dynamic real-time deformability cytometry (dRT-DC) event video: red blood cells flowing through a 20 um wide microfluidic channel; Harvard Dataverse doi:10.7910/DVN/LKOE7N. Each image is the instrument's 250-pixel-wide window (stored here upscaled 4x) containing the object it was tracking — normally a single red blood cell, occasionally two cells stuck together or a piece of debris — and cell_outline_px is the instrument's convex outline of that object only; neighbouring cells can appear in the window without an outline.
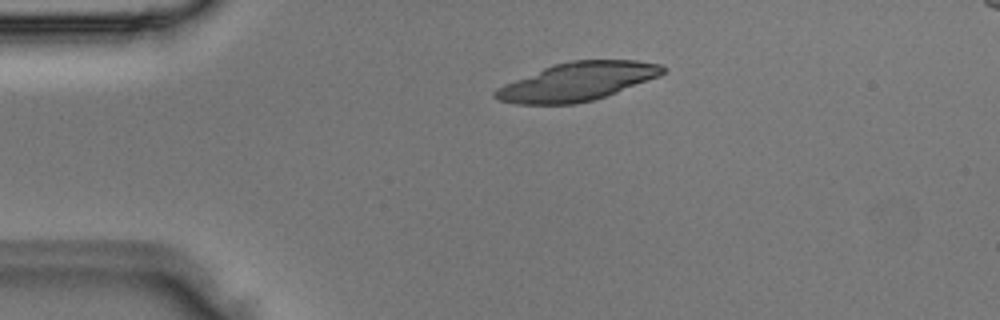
{"species": "Egyptian fruit bat (a non-hibernating species)", "species_latin": "Rousettus aegyptiacus", "temperature_condition": "room temperature", "stored_images_in_passage": 2, "camera_frame_rate_fps": 3000, "um_per_image_px": 0.085, "animal": {"sex": "male"}, "frame": {"image": 1, "passage_image": 1, "time_ms": 0.0, "image_size_px": [1000, 320], "cell_outline_px": [[668, 68], [660, 76], [616, 92], [592, 100], [572, 104], [516, 104], [496, 100], [492, 96], [492, 92], [496, 88], [504, 84], [544, 68], [556, 64], [572, 60], [636, 60], [660, 64]], "centroid_in_image_um": [49.05, 6.94], "position_along_channel_um": 35.9, "area_um2": 37.17}}